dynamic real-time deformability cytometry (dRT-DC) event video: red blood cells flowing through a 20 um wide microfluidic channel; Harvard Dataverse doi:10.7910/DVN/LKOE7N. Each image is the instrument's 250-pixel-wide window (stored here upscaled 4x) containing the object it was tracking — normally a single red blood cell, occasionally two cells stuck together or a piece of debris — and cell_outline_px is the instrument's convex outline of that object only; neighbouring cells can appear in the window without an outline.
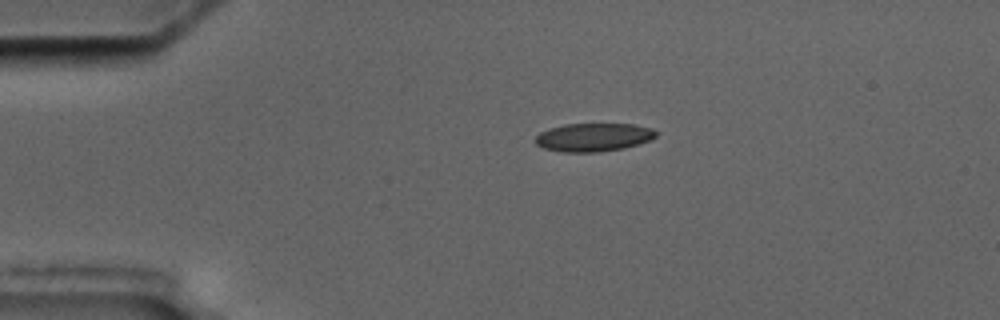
{"species": "common noctule bat (a hibernating species)", "species_latin": "Nyctalus noctula", "temperature_condition": "cold", "stored_images_in_passage": 8, "camera_frame_rate_fps": 3000, "um_per_image_px": 0.085, "animal": {"sex": "male", "body_mass_g": 17.5, "forearm_length_mm": 52.3}, "frame": {"image": 1, "passage_image": 1, "time_ms": 0.0, "image_size_px": [1000, 320], "cell_outline_px": [[656, 136], [652, 140], [640, 144], [624, 148], [600, 152], [560, 152], [544, 148], [536, 144], [536, 136], [540, 132], [548, 128], [564, 124], [632, 124], [652, 128], [656, 132]], "centroid_in_image_um": [50.45, 11.67], "position_along_channel_um": 34.5, "area_um2": 20.06}}
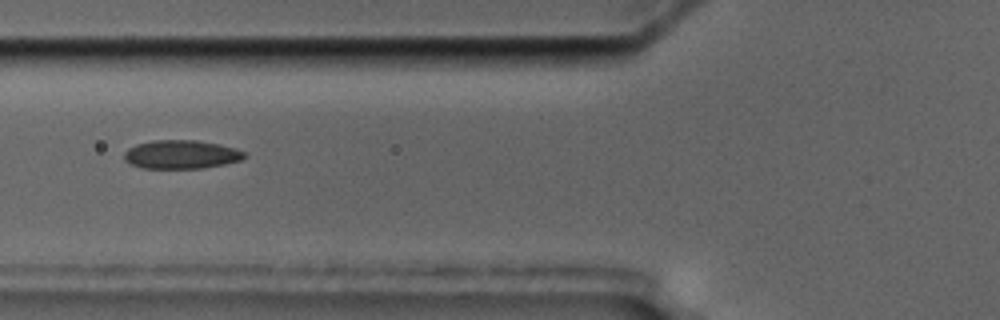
{"frame": {"image": 2, "passage_image": 4, "time_ms": 3.333, "image_size_px": [1000, 320], "cell_outline_px": [[248, 156], [240, 160], [224, 164], [204, 168], [140, 168], [128, 164], [124, 160], [124, 152], [128, 148], [136, 144], [152, 140], [196, 140], [220, 144], [236, 148], [248, 152]], "centroid_in_image_um": [15.41, 13.13], "position_along_channel_um": 110.4, "area_um2": 20.4}}
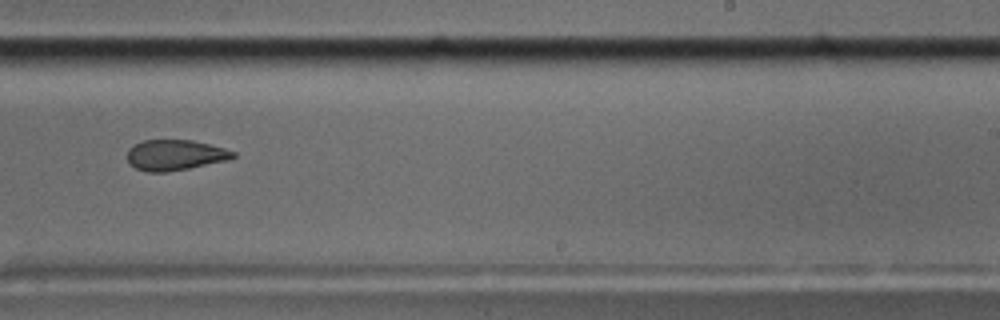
{"frame": {"image": 3, "passage_image": 8, "time_ms": 8.0, "image_size_px": [1000, 320], "cell_outline_px": [[236, 156], [228, 160], [188, 168], [164, 172], [148, 172], [136, 168], [128, 164], [128, 148], [144, 140], [192, 140], [224, 148], [236, 152]], "centroid_in_image_um": [14.87, 13.18], "position_along_channel_um": 274.1, "area_um2": 18.73}}